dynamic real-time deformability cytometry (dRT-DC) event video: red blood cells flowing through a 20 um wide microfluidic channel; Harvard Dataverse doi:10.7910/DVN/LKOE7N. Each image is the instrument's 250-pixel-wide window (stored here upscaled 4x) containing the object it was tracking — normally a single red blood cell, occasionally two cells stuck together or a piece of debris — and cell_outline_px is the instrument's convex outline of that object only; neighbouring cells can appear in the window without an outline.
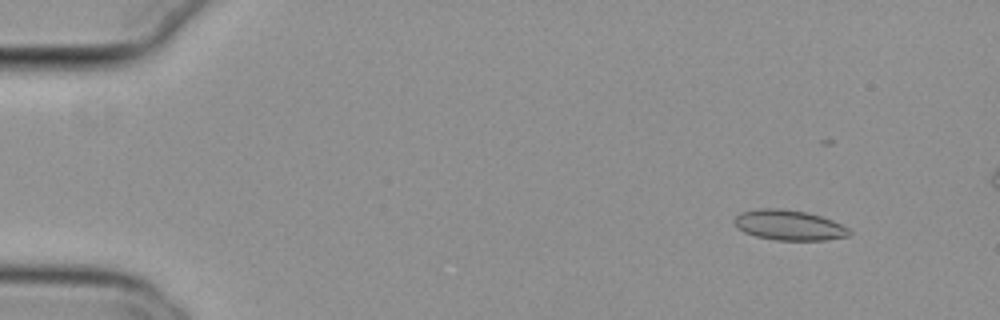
{"species": "common noctule bat (a hibernating species)", "species_latin": "Nyctalus noctula", "temperature_condition": "cold", "stored_images_in_passage": 22, "camera_frame_rate_fps": 3000, "um_per_image_px": 0.085, "animal": {"sex": "female", "body_mass_g": 29.2, "forearm_length_mm": 56.3}, "frame": {"image": 1, "passage_image": 2, "time_ms": 0.333, "image_size_px": [1000, 320], "cell_outline_px": [[852, 232], [848, 236], [824, 240], [776, 240], [756, 236], [744, 232], [736, 228], [732, 220], [740, 212], [760, 208], [780, 208], [808, 212], [832, 220], [848, 228]], "centroid_in_image_um": [67.02, 19.13], "position_along_channel_um": 18.0, "area_um2": 20.35}}
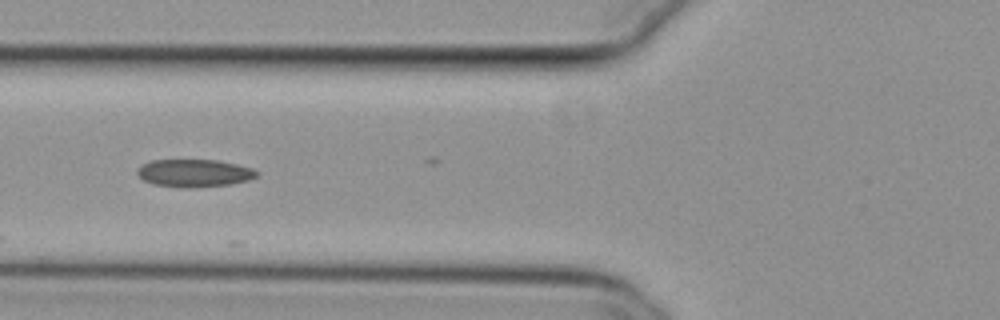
{"frame": {"image": 2, "passage_image": 18, "time_ms": 5.667, "image_size_px": [1000, 320], "cell_outline_px": [[260, 176], [248, 180], [232, 184], [192, 188], [184, 188], [152, 184], [144, 180], [136, 172], [140, 164], [152, 160], [216, 160], [236, 164], [252, 168], [260, 172]], "centroid_in_image_um": [16.53, 14.72], "position_along_channel_um": 109.3, "area_um2": 19.48}}
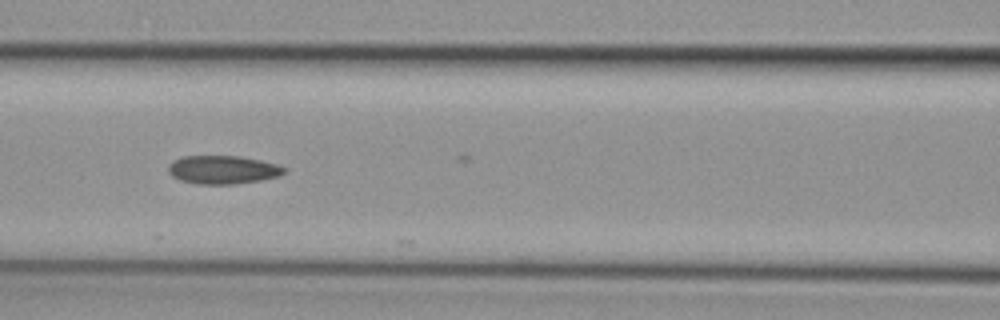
{"frame": {"image": 3, "passage_image": 21, "time_ms": 6.667, "image_size_px": [1000, 320], "cell_outline_px": [[288, 172], [280, 176], [260, 180], [236, 184], [196, 184], [180, 180], [172, 176], [168, 172], [168, 164], [172, 160], [184, 156], [240, 156], [260, 160], [276, 164], [288, 168]], "centroid_in_image_um": [18.95, 14.43], "position_along_channel_um": 147.6, "area_um2": 19.42}}